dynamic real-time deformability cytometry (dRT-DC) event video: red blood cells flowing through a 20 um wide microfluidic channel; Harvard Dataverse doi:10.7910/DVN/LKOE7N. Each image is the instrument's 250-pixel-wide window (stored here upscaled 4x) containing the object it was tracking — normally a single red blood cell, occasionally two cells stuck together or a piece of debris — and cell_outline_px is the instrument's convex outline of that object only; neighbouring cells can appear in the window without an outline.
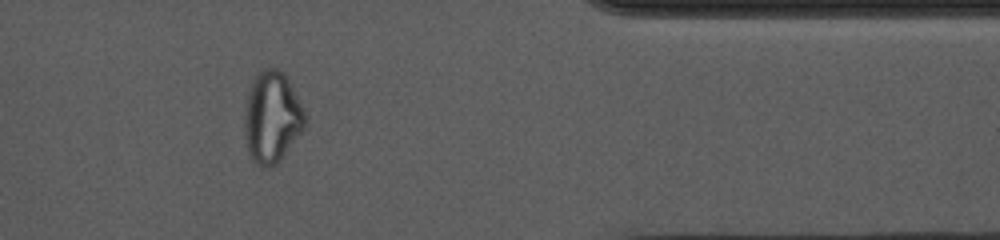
{"species": "common noctule bat (a hibernating species)", "species_latin": "Nyctalus noctula", "temperature_condition": "cold", "stored_images_in_passage": 50, "camera_frame_rate_fps": 3000, "um_per_image_px": 0.085, "animal": {"sex": "female", "body_mass_g": 10.0, "forearm_length_mm": 53.1}, "frame": {"image": 1, "passage_image": 43, "time_ms": 14.0, "image_size_px": [1000, 240], "cell_outline_px": [[304, 128], [280, 160], [276, 164], [268, 168], [260, 168], [252, 160], [248, 152], [244, 136], [244, 108], [248, 92], [252, 80], [264, 68], [276, 68], [284, 72], [304, 112]], "centroid_in_image_um": [23.06, 10.0], "position_along_channel_um": 388.3, "area_um2": 32.08}, "authors_computed_cell_mechanics": {"area_um2": 28.7266, "velocity_mm_per_s": 3.6816, "shape_relaxation_time_tau1_ms": null, "shape_relaxation_time_tau2_ms": 1.1623, "deformation_change_tau1": null, "deformation_change_tau2": 0.0801}}